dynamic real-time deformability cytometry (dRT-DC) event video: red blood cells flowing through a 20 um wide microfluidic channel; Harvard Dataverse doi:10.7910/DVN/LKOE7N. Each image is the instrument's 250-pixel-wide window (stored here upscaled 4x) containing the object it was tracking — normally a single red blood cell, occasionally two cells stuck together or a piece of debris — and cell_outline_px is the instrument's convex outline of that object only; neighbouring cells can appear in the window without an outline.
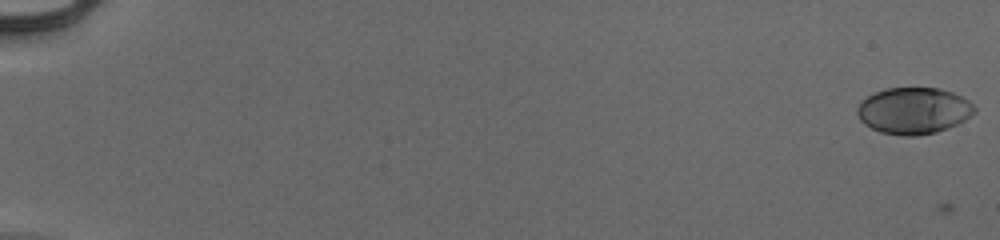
{"species": "human", "species_latin": "Homo sapiens", "temperature_condition": "cold", "stored_images_in_passage": 55, "camera_frame_rate_fps": 3000, "um_per_image_px": 0.085, "donor": {"sex": "male"}, "frame": {"image": 1, "passage_image": 1, "time_ms": 0.0, "image_size_px": [1000, 240], "cell_outline_px": [[976, 112], [964, 120], [948, 128], [936, 132], [916, 136], [900, 136], [880, 132], [864, 124], [860, 120], [856, 112], [856, 108], [860, 100], [876, 92], [888, 88], [940, 88], [952, 92], [968, 100], [976, 108]], "centroid_in_image_um": [77.64, 9.41], "position_along_channel_um": 7.4, "area_um2": 31.91}}
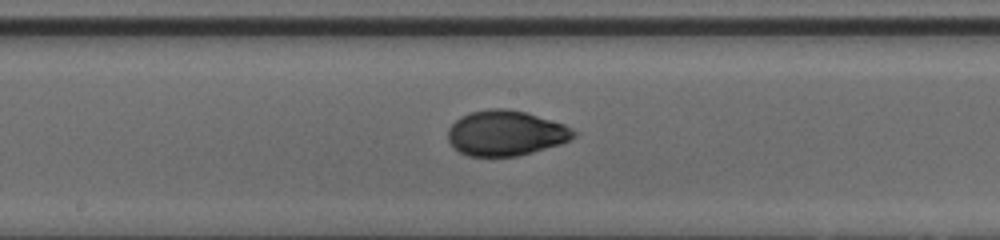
{"frame": {"image": 2, "passage_image": 32, "time_ms": 10.333, "image_size_px": [1000, 240], "cell_outline_px": [[576, 136], [560, 144], [532, 152], [516, 156], [468, 156], [452, 148], [448, 140], [448, 128], [460, 116], [472, 112], [492, 108], [508, 108], [524, 112], [564, 124], [572, 128], [576, 132]], "centroid_in_image_um": [42.96, 11.32], "position_along_channel_um": 205.2, "area_um2": 33.06}}
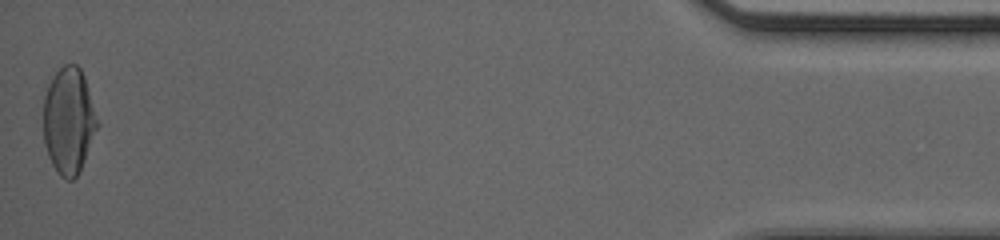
{"frame": {"image": 3, "passage_image": 55, "time_ms": 18.0, "image_size_px": [1000, 240], "cell_outline_px": [[100, 124], [84, 160], [76, 176], [72, 180], [68, 180], [60, 176], [52, 164], [48, 156], [44, 144], [44, 96], [48, 84], [52, 76], [64, 64], [76, 64], [80, 68], [84, 76]], "centroid_in_image_um": [5.84, 10.24], "position_along_channel_um": 429.4, "area_um2": 33.47}, "authors_computed_cell_mechanics": {"area_um2": 32.1946, "velocity_mm_per_s": 3.9578, "shape_relaxation_time_tau1_ms": 4.2151, "shape_relaxation_time_tau2_ms": 0.8717, "deformation_change_tau1": 0.1915, "deformation_change_tau2": 0.0416}}